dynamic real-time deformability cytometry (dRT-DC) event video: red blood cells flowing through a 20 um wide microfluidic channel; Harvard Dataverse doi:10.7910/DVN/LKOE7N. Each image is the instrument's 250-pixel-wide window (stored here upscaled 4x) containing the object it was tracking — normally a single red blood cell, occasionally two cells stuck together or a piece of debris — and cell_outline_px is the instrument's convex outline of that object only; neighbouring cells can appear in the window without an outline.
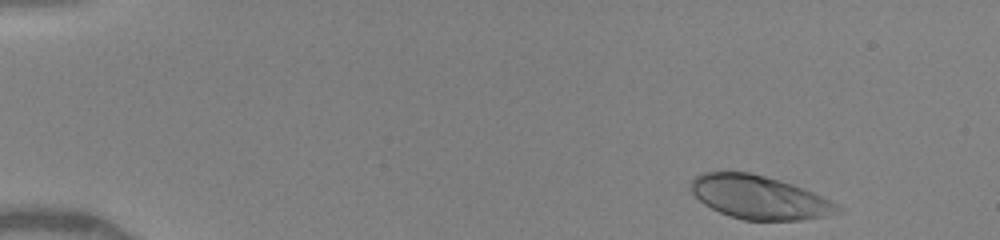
{"species": "human", "species_latin": "Homo sapiens", "temperature_condition": "warm", "stored_images_in_passage": 25, "camera_frame_rate_fps": 3000, "um_per_image_px": 0.085, "donor": {"sex": "female"}, "frame": {"image": 1, "passage_image": 2, "time_ms": 0.333, "image_size_px": [1000, 240], "cell_outline_px": [[844, 208], [840, 212], [828, 216], [800, 220], [744, 220], [720, 212], [704, 204], [692, 192], [692, 180], [696, 176], [704, 172], [748, 172], [780, 180], [792, 184], [812, 192]], "centroid_in_image_um": [64.56, 16.78], "position_along_channel_um": 20.4, "area_um2": 36.65}}
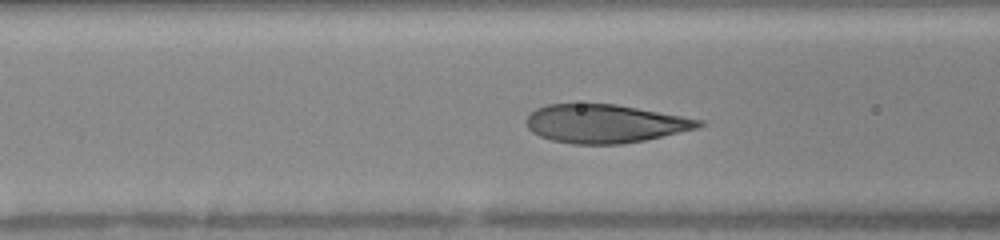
{"frame": {"image": 2, "passage_image": 14, "time_ms": 5.333, "image_size_px": [1000, 240], "cell_outline_px": [[704, 124], [696, 128], [644, 140], [620, 144], [572, 144], [552, 140], [540, 136], [532, 132], [528, 128], [524, 120], [536, 108], [548, 104], [616, 104], [704, 120]], "centroid_in_image_um": [51.38, 10.51], "position_along_channel_um": 115.2, "area_um2": 38.38}}
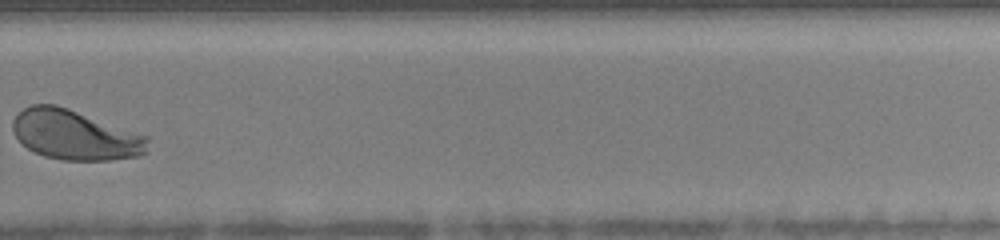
{"frame": {"image": 3, "passage_image": 25, "time_ms": 10.333, "image_size_px": [1000, 240], "cell_outline_px": [[148, 140], [144, 152], [140, 156], [108, 160], [60, 160], [44, 156], [28, 148], [16, 136], [12, 128], [12, 120], [24, 108], [32, 104], [56, 104], [68, 108], [148, 136]], "centroid_in_image_um": [6.36, 11.47], "position_along_channel_um": 323.4, "area_um2": 38.9}}